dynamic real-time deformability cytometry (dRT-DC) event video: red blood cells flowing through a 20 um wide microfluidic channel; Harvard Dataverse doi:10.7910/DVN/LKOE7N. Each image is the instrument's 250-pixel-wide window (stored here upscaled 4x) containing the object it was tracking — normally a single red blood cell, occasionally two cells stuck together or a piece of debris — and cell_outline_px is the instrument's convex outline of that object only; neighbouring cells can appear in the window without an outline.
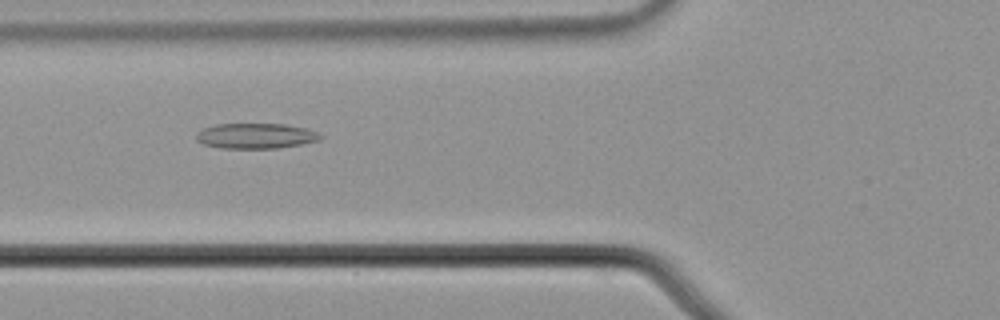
{"species": "common noctule bat (a hibernating species)", "species_latin": "Nyctalus noctula", "temperature_condition": "cold", "stored_images_in_passage": 52, "camera_frame_rate_fps": 3000, "um_per_image_px": 0.085, "animal": {"sex": "male", "body_mass_g": 21.5, "forearm_length_mm": 52.0}, "frame": {"image": 1, "passage_image": 18, "time_ms": 5.667, "image_size_px": [1000, 320], "cell_outline_px": [[324, 136], [320, 140], [300, 144], [276, 148], [224, 148], [204, 144], [196, 140], [196, 132], [204, 128], [216, 124], [284, 124], [304, 128], [316, 132]], "centroid_in_image_um": [21.72, 11.55], "position_along_channel_um": 104.1, "area_um2": 18.15}}
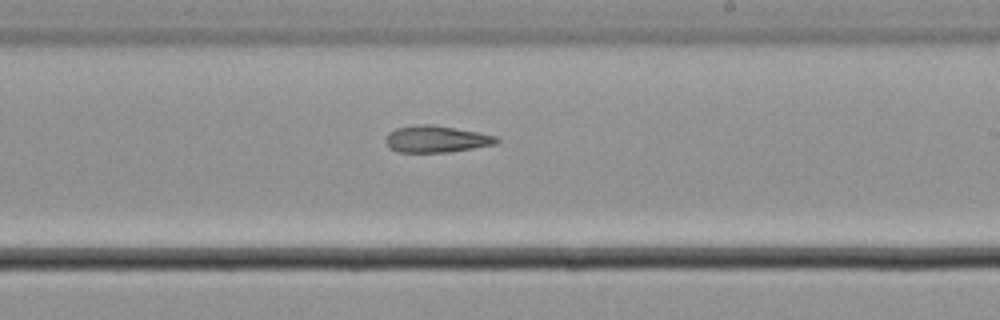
{"frame": {"image": 2, "passage_image": 30, "time_ms": 9.667, "image_size_px": [1000, 320], "cell_outline_px": [[500, 140], [496, 144], [448, 152], [396, 152], [388, 148], [384, 140], [388, 132], [396, 128], [416, 124], [432, 124], [480, 132], [496, 136]], "centroid_in_image_um": [37.04, 11.81], "position_along_channel_um": 252.0, "area_um2": 17.51}}
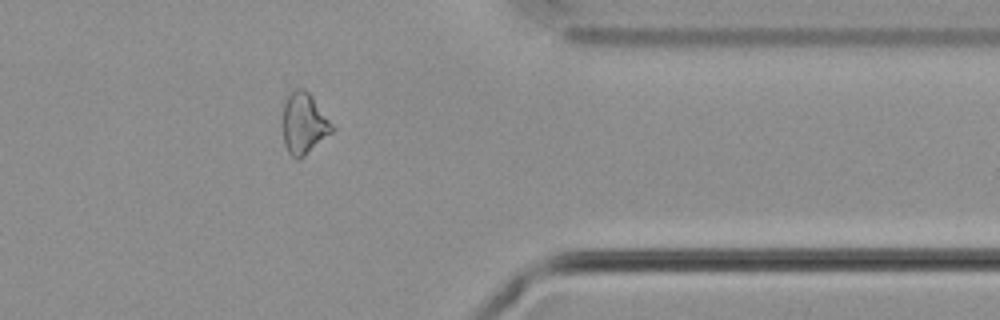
{"frame": {"image": 3, "passage_image": 42, "time_ms": 13.667, "image_size_px": [1000, 320], "cell_outline_px": [[336, 128], [332, 132], [300, 160], [296, 160], [288, 152], [284, 144], [284, 100], [292, 88], [304, 88], [312, 96]], "centroid_in_image_um": [25.84, 10.49], "position_along_channel_um": 385.6, "area_um2": 17.63}}